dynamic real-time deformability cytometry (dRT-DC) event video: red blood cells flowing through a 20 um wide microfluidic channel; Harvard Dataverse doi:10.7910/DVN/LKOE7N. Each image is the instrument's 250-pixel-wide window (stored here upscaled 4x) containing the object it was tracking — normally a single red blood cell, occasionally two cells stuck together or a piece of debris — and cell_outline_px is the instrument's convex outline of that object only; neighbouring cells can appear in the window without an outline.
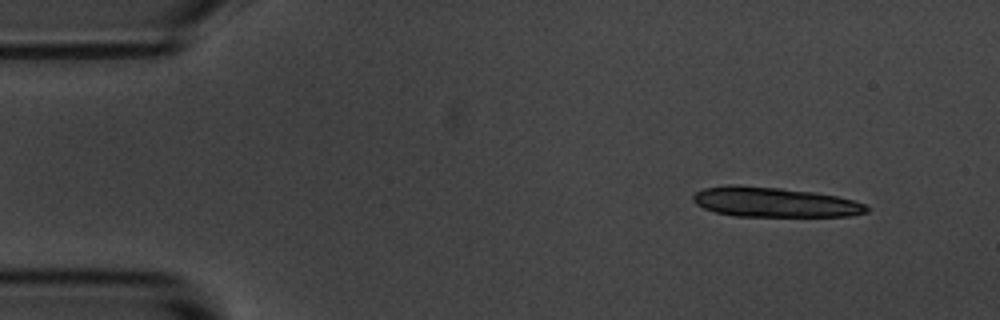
{"species": "common noctule bat (a hibernating species)", "species_latin": "Nyctalus noctula", "temperature_condition": "room temperature", "stored_images_in_passage": 4, "camera_frame_rate_fps": 3000, "um_per_image_px": 0.085, "animal": {"sex": "male", "body_mass_g": 20.1, "forearm_length_mm": 53.5}, "frame": {"image": 1, "passage_image": 1, "time_ms": 0.0, "image_size_px": [1000, 320], "cell_outline_px": [[868, 212], [848, 216], [732, 216], [716, 212], [704, 208], [696, 204], [692, 200], [692, 196], [696, 192], [704, 188], [732, 184], [780, 188], [812, 192], [836, 196], [852, 200], [864, 204], [868, 208]], "centroid_in_image_um": [65.78, 17.18], "position_along_channel_um": 19.2, "area_um2": 30.0}}